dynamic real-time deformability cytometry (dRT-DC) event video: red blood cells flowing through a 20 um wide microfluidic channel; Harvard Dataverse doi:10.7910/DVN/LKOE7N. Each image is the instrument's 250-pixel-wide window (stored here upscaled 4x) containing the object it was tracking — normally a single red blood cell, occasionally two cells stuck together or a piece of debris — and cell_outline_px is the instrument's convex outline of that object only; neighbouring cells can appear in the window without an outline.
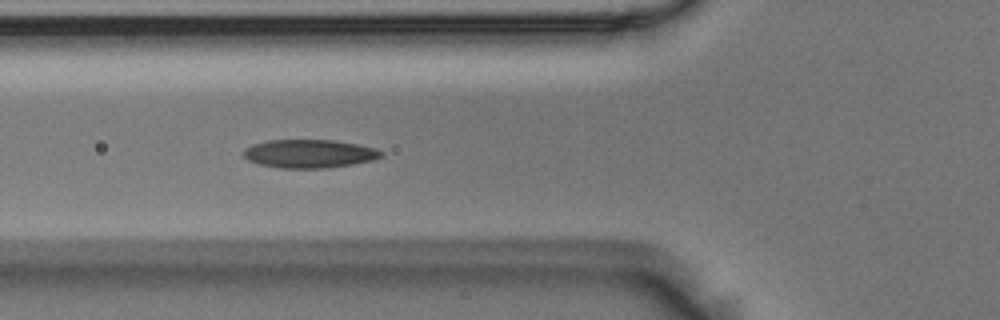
{"species": "Egyptian fruit bat (a non-hibernating species)", "species_latin": "Rousettus aegyptiacus", "temperature_condition": "room temperature", "stored_images_in_passage": 6, "segment_of_instrument_passage": [1, 2], "camera_frame_rate_fps": 3000, "um_per_image_px": 0.085, "animal": {"sex": "male"}, "frame": {"image": 1, "passage_image": 5, "time_ms": 1.333, "image_size_px": [1000, 320], "cell_outline_px": [[384, 156], [372, 160], [352, 164], [324, 168], [280, 168], [260, 164], [248, 160], [244, 156], [244, 148], [252, 144], [268, 140], [332, 140], [360, 144], [376, 148], [384, 152]], "centroid_in_image_um": [26.32, 13.05], "position_along_channel_um": 99.5, "area_um2": 22.83}}